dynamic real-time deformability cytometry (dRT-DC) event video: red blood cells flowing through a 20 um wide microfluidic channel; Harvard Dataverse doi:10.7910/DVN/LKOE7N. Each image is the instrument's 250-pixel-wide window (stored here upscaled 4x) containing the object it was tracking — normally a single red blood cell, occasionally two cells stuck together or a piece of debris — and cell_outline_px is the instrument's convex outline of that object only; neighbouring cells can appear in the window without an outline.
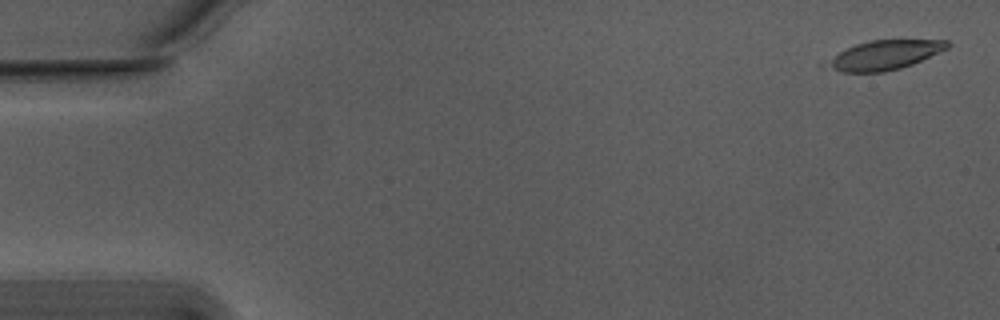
{"species": "Egyptian fruit bat (a non-hibernating species)", "species_latin": "Rousettus aegyptiacus", "temperature_condition": "warm", "stored_images_in_passage": 8, "camera_frame_rate_fps": 3000, "um_per_image_px": 0.085, "animal": {"sex": "male"}, "frame": {"image": 1, "passage_image": 2, "time_ms": 0.333, "image_size_px": [1000, 320], "cell_outline_px": [[952, 44], [948, 48], [912, 64], [900, 68], [884, 72], [844, 72], [816, 64], [856, 44], [872, 40], [948, 40]], "centroid_in_image_um": [75.12, 4.69], "position_along_channel_um": 9.9, "area_um2": 20.63}}